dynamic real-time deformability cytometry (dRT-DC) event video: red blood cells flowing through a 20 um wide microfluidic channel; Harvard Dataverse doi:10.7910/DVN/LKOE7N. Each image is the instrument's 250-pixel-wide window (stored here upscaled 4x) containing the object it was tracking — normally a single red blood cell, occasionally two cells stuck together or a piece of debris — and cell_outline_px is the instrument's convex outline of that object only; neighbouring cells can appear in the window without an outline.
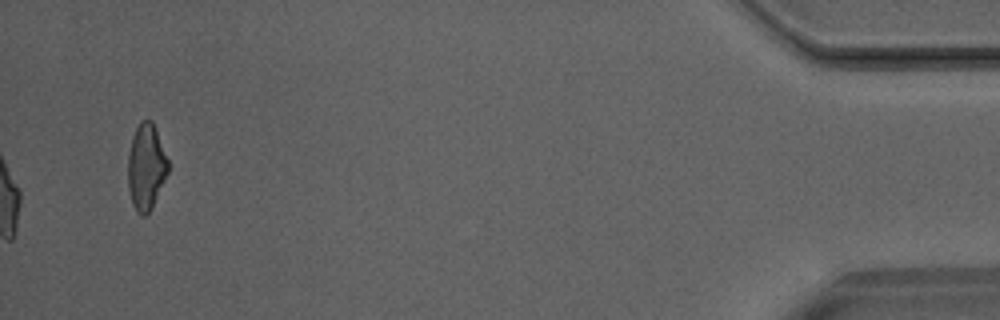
{"species": "Egyptian fruit bat (a non-hibernating species)", "species_latin": "Rousettus aegyptiacus", "temperature_condition": "room temperature", "stored_images_in_passage": 36, "camera_frame_rate_fps": 3000, "um_per_image_px": 0.085, "animal": {"sex": "male"}, "frame": {"image": 1, "passage_image": 36, "time_ms": 11.667, "image_size_px": [1000, 320], "cell_outline_px": [[168, 172], [152, 208], [144, 216], [140, 216], [136, 212], [132, 204], [128, 188], [128, 152], [132, 136], [140, 120], [152, 120], [168, 160]], "centroid_in_image_um": [12.4, 14.2], "position_along_channel_um": 422.8, "area_um2": 20.17}}